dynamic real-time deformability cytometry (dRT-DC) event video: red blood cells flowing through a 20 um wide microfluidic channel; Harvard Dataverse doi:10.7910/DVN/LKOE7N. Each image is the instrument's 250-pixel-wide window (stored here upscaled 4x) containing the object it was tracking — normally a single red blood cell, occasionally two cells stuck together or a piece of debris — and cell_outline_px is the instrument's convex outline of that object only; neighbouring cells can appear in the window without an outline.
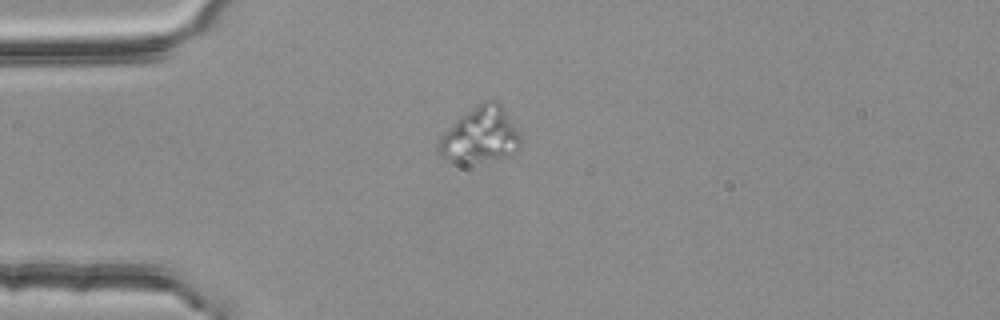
{"species": "common noctule bat (a hibernating species)", "species_latin": "Nyctalus noctula", "temperature_condition": "room temperature", "stored_images_in_passage": 2, "camera_frame_rate_fps": 3000, "um_per_image_px": 0.085, "animal": {"sex": "female", "body_mass_g": 25.1}, "frame": {"image": 1, "passage_image": 1, "time_ms": 0.0, "image_size_px": [1000, 320], "cell_outline_px": [[520, 148], [512, 156], [468, 160], [448, 160], [440, 152], [440, 140], [444, 132], [460, 116], [484, 100], [496, 100], [500, 104], [520, 136]], "centroid_in_image_um": [40.87, 11.43], "position_along_channel_um": 44.1, "area_um2": 25.2}}